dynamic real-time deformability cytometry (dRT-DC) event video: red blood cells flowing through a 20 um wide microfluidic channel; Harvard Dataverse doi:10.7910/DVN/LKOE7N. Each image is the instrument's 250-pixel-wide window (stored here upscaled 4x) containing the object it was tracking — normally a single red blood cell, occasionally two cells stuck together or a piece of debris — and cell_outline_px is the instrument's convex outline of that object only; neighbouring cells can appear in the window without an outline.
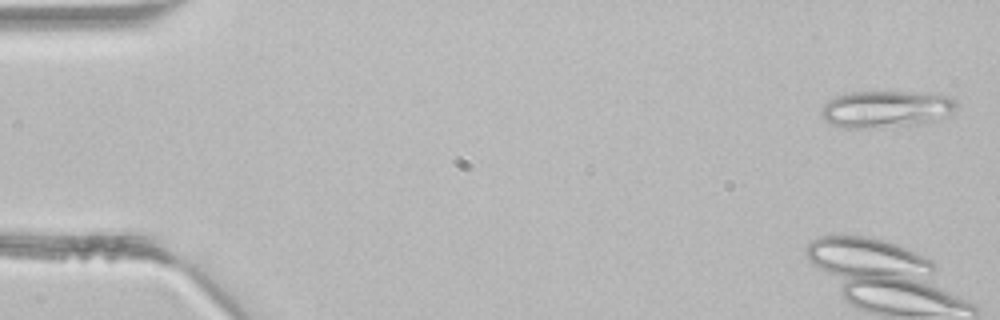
{"species": "common noctule bat (a hibernating species)", "species_latin": "Nyctalus noctula", "temperature_condition": "room temperature", "stored_images_in_passage": 6, "camera_frame_rate_fps": 3000, "um_per_image_px": 0.085, "animal": {"sex": "male", "body_mass_g": 21.5, "forearm_length_mm": 52.0}, "frame": {"image": 1, "passage_image": 1, "time_ms": 0.0, "image_size_px": [1000, 320], "cell_outline_px": [[956, 108], [948, 116], [940, 120], [924, 124], [876, 128], [844, 128], [832, 124], [824, 120], [820, 116], [820, 108], [828, 100], [836, 96], [848, 92], [908, 92], [952, 96], [956, 100]], "centroid_in_image_um": [75.31, 9.29], "position_along_channel_um": 9.7, "area_um2": 29.65}}